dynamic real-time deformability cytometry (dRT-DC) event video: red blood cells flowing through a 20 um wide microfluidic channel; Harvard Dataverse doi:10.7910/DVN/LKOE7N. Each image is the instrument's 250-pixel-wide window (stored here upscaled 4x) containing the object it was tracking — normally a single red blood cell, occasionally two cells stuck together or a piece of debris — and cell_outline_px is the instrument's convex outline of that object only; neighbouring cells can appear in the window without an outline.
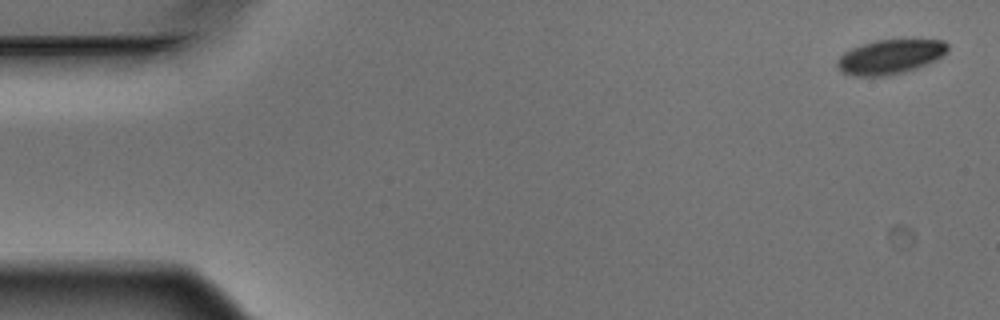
{"species": "Egyptian fruit bat (a non-hibernating species)", "species_latin": "Rousettus aegyptiacus", "temperature_condition": "warm", "stored_images_in_passage": 3, "camera_frame_rate_fps": 3000, "um_per_image_px": 0.085, "animal": {"sex": "male"}, "frame": {"image": 1, "passage_image": 1, "time_ms": 0.0, "image_size_px": [1000, 320], "cell_outline_px": [[948, 52], [944, 56], [936, 60], [916, 68], [904, 72], [888, 76], [852, 76], [840, 72], [836, 64], [836, 60], [844, 52], [852, 48], [876, 40], [912, 36], [944, 40], [948, 44]], "centroid_in_image_um": [75.73, 4.77], "position_along_channel_um": 9.3, "area_um2": 23.29}}